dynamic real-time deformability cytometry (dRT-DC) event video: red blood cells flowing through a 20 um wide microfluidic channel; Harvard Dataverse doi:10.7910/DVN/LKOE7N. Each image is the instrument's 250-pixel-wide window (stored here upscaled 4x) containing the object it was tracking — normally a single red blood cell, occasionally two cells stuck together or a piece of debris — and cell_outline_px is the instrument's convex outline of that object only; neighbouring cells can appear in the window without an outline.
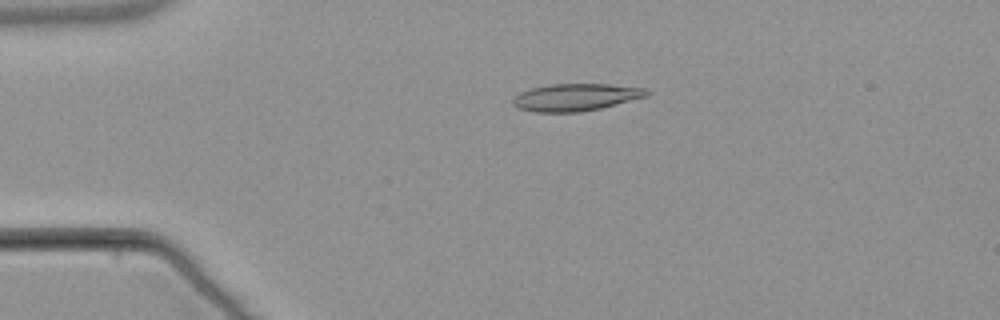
{"species": "common noctule bat (a hibernating species)", "species_latin": "Nyctalus noctula", "temperature_condition": "warm", "stored_images_in_passage": 5, "camera_frame_rate_fps": 3000, "um_per_image_px": 0.085, "animal": {"sex": "male", "body_mass_g": 21.5, "forearm_length_mm": 52.0}, "frame": {"image": 1, "passage_image": 4, "time_ms": 3.667, "image_size_px": [1000, 320], "cell_outline_px": [[652, 92], [648, 96], [600, 108], [580, 112], [536, 112], [516, 108], [512, 104], [512, 100], [520, 92], [532, 88], [552, 84], [608, 84], [644, 88]], "centroid_in_image_um": [48.94, 8.27], "position_along_channel_um": 36.1, "area_um2": 21.21}}